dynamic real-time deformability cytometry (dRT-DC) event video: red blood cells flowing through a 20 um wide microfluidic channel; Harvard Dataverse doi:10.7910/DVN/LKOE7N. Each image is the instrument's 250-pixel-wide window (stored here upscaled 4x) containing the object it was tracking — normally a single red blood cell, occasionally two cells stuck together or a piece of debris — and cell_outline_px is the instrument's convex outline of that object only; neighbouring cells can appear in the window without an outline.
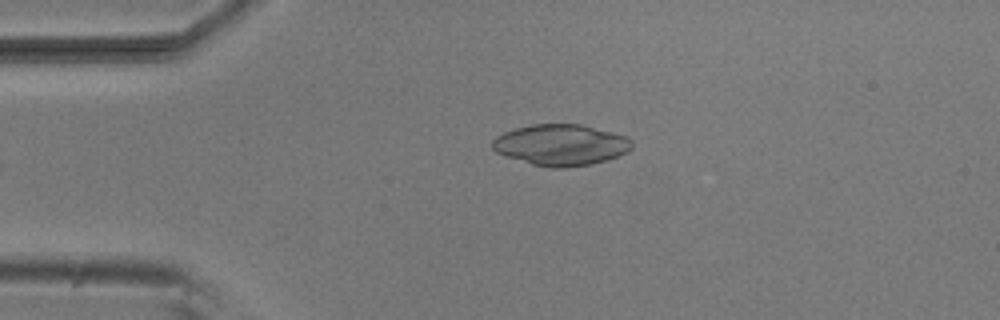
{"species": "common noctule bat (a hibernating species)", "species_latin": "Nyctalus noctula", "temperature_condition": "room temperature", "stored_images_in_passage": 30, "camera_frame_rate_fps": 3000, "um_per_image_px": 0.085, "animal": {"sex": "male", "body_mass_g": 20.5, "forearm_length_mm": 52.5}, "frame": {"image": 1, "passage_image": 1, "time_ms": 0.0, "image_size_px": [1000, 320], "cell_outline_px": [[632, 148], [628, 152], [608, 160], [592, 164], [564, 168], [548, 168], [532, 164], [496, 152], [492, 148], [492, 140], [496, 136], [504, 132], [516, 128], [532, 124], [580, 124], [628, 136], [632, 140]], "centroid_in_image_um": [47.7, 12.32], "position_along_channel_um": 37.3, "area_um2": 33.58}}